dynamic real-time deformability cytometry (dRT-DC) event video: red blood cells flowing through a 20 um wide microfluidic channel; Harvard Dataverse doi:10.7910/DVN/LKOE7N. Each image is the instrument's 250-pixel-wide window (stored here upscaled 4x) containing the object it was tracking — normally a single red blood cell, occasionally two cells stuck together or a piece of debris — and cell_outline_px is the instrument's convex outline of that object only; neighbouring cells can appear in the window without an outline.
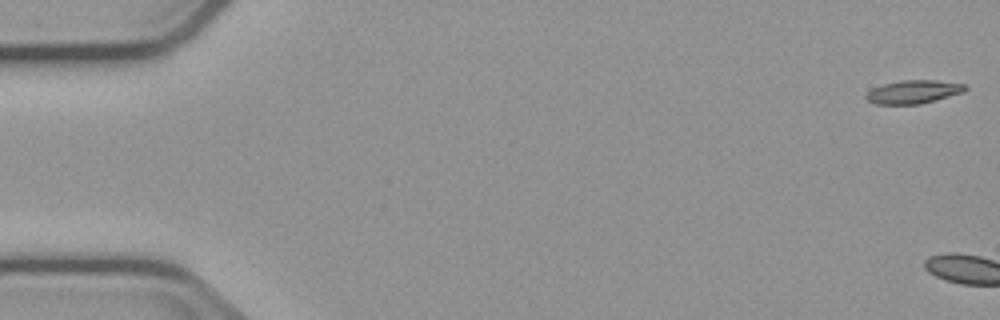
{"species": "common noctule bat (a hibernating species)", "species_latin": "Nyctalus noctula", "temperature_condition": "cold", "stored_images_in_passage": 6, "camera_frame_rate_fps": 3000, "um_per_image_px": 0.085, "animal": {"sex": "male", "body_mass_g": 23.1, "forearm_length_mm": 52.7}, "frame": {"image": 1, "passage_image": 1, "time_ms": 0.0, "image_size_px": [1000, 320], "cell_outline_px": [[968, 88], [964, 92], [920, 104], [876, 104], [868, 100], [864, 96], [872, 88], [884, 84], [904, 80], [936, 80], [964, 84]], "centroid_in_image_um": [77.65, 7.8], "position_along_channel_um": 7.4, "area_um2": 13.35}}
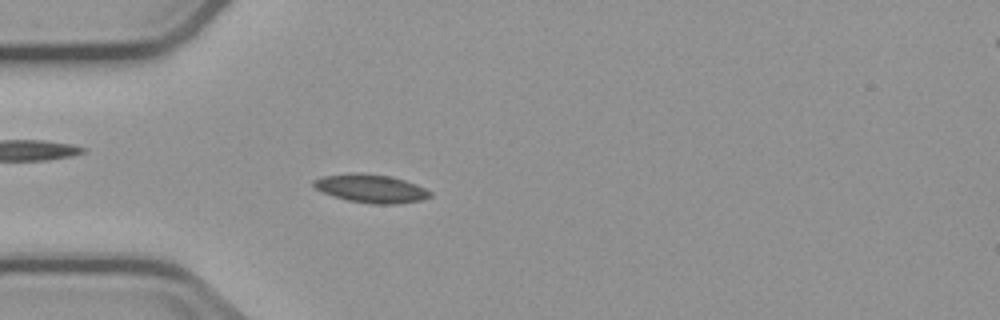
{"frame": {"image": 2, "passage_image": 6, "time_ms": 6.0, "image_size_px": [1000, 320], "cell_outline_px": [[432, 196], [420, 200], [396, 204], [372, 204], [348, 200], [332, 196], [316, 188], [312, 184], [312, 180], [320, 176], [348, 172], [360, 172], [392, 176], [416, 184], [432, 192]], "centroid_in_image_um": [31.5, 16.0], "position_along_channel_um": 53.5, "area_um2": 19.48}}